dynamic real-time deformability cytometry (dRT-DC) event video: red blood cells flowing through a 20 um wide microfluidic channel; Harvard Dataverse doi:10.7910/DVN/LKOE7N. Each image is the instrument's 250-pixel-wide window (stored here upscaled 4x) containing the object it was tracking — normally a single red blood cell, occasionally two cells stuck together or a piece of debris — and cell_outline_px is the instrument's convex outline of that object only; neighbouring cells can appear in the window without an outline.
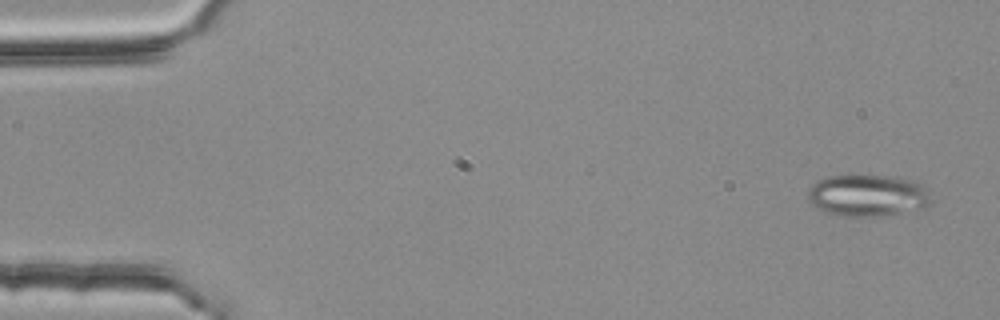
{"species": "common noctule bat (a hibernating species)", "species_latin": "Nyctalus noctula", "temperature_condition": "room temperature", "stored_images_in_passage": 3, "camera_frame_rate_fps": 3000, "um_per_image_px": 0.085, "animal": {"sex": "female", "body_mass_g": 25.1}, "frame": {"image": 1, "passage_image": 1, "time_ms": 0.0, "image_size_px": [1000, 320], "cell_outline_px": [[932, 204], [924, 208], [876, 216], [836, 216], [816, 208], [808, 200], [808, 188], [812, 184], [828, 176], [888, 176], [912, 180], [920, 184], [924, 188], [932, 200]], "centroid_in_image_um": [73.72, 16.63], "position_along_channel_um": 11.3, "area_um2": 29.82}}